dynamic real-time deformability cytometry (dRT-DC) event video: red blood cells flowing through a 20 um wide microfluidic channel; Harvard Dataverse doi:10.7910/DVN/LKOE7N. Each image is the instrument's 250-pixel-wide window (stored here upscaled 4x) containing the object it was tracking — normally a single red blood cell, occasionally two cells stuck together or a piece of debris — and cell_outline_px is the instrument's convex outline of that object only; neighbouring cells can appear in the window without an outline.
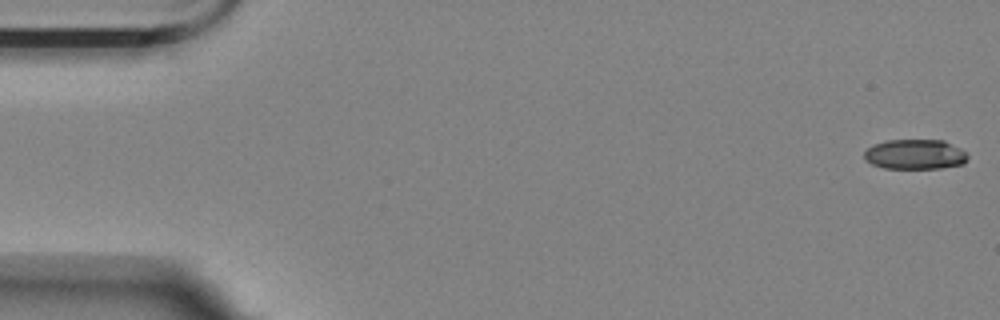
{"species": "Egyptian fruit bat (a non-hibernating species)", "species_latin": "Rousettus aegyptiacus", "temperature_condition": "room temperature", "stored_images_in_passage": 57, "camera_frame_rate_fps": 3000, "um_per_image_px": 0.085, "animal": {"sex": "female"}, "frame": {"image": 1, "passage_image": 1, "time_ms": 0.0, "image_size_px": [1000, 320], "cell_outline_px": [[968, 156], [964, 164], [940, 168], [884, 168], [872, 164], [864, 160], [864, 152], [868, 148], [884, 140], [944, 140], [960, 148]], "centroid_in_image_um": [77.77, 13.12], "position_along_channel_um": 7.2, "area_um2": 18.03}}
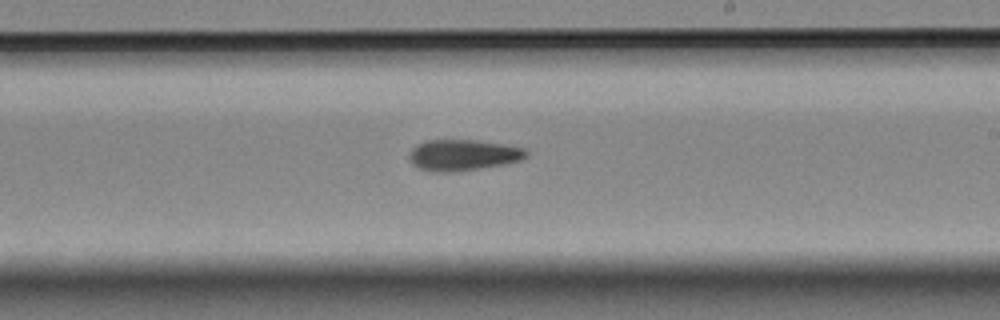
{"frame": {"image": 2, "passage_image": 33, "time_ms": 10.667, "image_size_px": [1000, 320], "cell_outline_px": [[528, 156], [520, 160], [504, 164], [452, 172], [432, 172], [420, 168], [412, 164], [408, 156], [412, 148], [416, 144], [424, 140], [476, 140], [524, 148], [528, 152]], "centroid_in_image_um": [39.31, 13.17], "position_along_channel_um": 249.7, "area_um2": 21.1}}
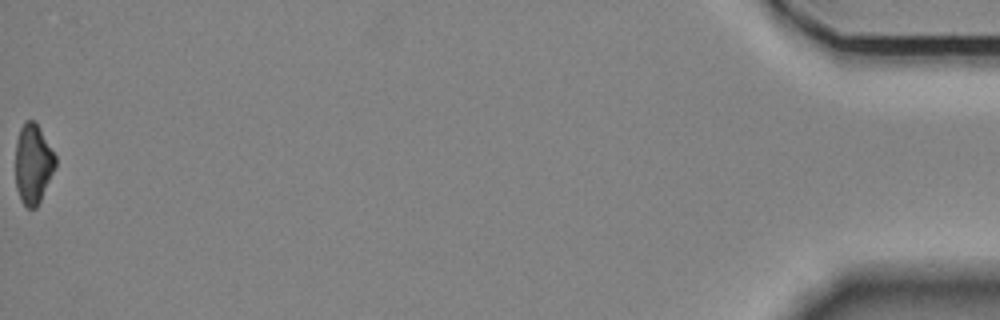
{"frame": {"image": 3, "passage_image": 57, "time_ms": 18.667, "image_size_px": [1000, 320], "cell_outline_px": [[56, 164], [40, 200], [36, 208], [28, 208], [20, 200], [16, 188], [16, 140], [20, 128], [24, 120], [32, 120], [36, 124], [56, 156]], "centroid_in_image_um": [2.79, 13.93], "position_along_channel_um": 432.4, "area_um2": 18.21}, "authors_computed_cell_mechanics": {"area_um2": 20.1144, "velocity_mm_per_s": 3.5269, "shape_relaxation_time_tau1_ms": 4.3108, "shape_relaxation_time_tau2_ms": 9.0707, "deformation_change_tau1": 0.1478, "deformation_change_tau2": 0.1848}}